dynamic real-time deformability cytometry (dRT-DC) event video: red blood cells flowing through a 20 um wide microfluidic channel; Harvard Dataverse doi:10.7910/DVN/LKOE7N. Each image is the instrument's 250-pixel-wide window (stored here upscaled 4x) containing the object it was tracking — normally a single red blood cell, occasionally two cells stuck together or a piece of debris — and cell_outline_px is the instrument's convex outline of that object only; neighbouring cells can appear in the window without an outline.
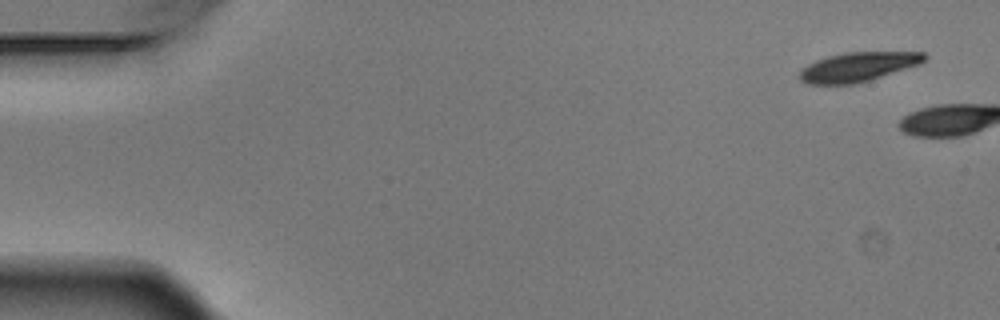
{"species": "Egyptian fruit bat (a non-hibernating species)", "species_latin": "Rousettus aegyptiacus", "temperature_condition": "warm", "stored_images_in_passage": 2, "camera_frame_rate_fps": 3000, "um_per_image_px": 0.085, "animal": {"sex": "male"}, "frame": {"image": 1, "passage_image": 1, "time_ms": 0.0, "image_size_px": [1000, 320], "cell_outline_px": [[928, 56], [920, 64], [856, 84], [808, 84], [800, 80], [800, 72], [808, 64], [816, 60], [828, 56], [844, 52], [924, 52]], "centroid_in_image_um": [72.94, 5.68], "position_along_channel_um": 12.1, "area_um2": 21.15}}